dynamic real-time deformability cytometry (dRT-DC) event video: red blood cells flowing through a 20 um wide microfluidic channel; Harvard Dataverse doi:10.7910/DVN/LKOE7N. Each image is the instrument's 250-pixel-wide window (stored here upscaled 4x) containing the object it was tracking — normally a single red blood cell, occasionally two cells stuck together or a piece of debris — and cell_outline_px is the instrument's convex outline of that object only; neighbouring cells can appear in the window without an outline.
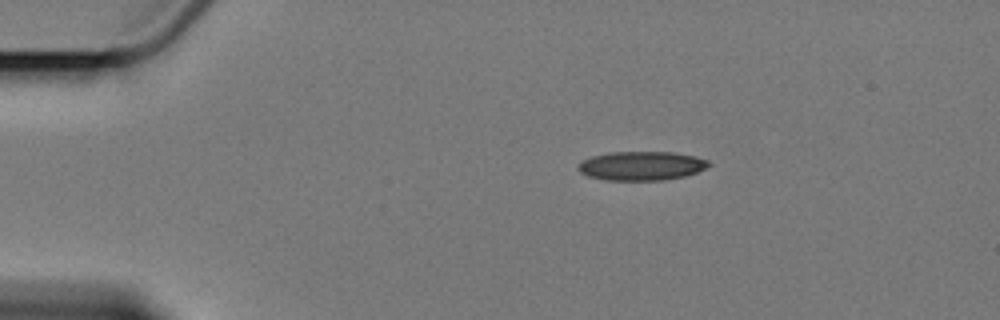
{"species": "Egyptian fruit bat (a non-hibernating species)", "species_latin": "Rousettus aegyptiacus", "temperature_condition": "cold", "stored_images_in_passage": 3, "camera_frame_rate_fps": 3000, "um_per_image_px": 0.085, "animal": {"sex": "female"}, "frame": {"image": 1, "passage_image": 1, "time_ms": 0.0, "image_size_px": [1000, 320], "cell_outline_px": [[712, 164], [696, 172], [684, 176], [664, 180], [604, 180], [588, 176], [580, 172], [576, 168], [584, 160], [592, 156], [608, 152], [672, 152], [696, 156], [708, 160]], "centroid_in_image_um": [54.52, 14.09], "position_along_channel_um": 30.5, "area_um2": 22.02}}